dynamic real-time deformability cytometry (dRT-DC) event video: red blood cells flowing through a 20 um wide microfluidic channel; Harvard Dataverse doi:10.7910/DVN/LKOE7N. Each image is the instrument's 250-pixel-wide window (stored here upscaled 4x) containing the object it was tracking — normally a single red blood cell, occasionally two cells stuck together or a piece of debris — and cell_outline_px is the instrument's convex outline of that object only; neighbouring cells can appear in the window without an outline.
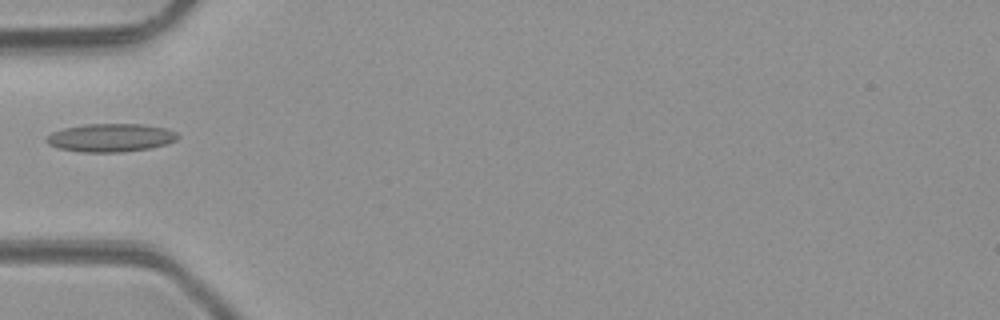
{"species": "common noctule bat (a hibernating species)", "species_latin": "Nyctalus noctula", "temperature_condition": "room temperature", "stored_images_in_passage": 6, "camera_frame_rate_fps": 3000, "um_per_image_px": 0.085, "animal": {"sex": "male", "body_mass_g": 23.1, "forearm_length_mm": 52.7}, "frame": {"image": 1, "passage_image": 5, "time_ms": 4.667, "image_size_px": [1000, 320], "cell_outline_px": [[180, 136], [176, 140], [168, 144], [148, 148], [120, 152], [80, 152], [60, 148], [48, 144], [44, 140], [52, 132], [64, 128], [84, 124], [144, 124], [164, 128], [176, 132]], "centroid_in_image_um": [9.41, 11.7], "position_along_channel_um": 75.6, "area_um2": 21.56}}
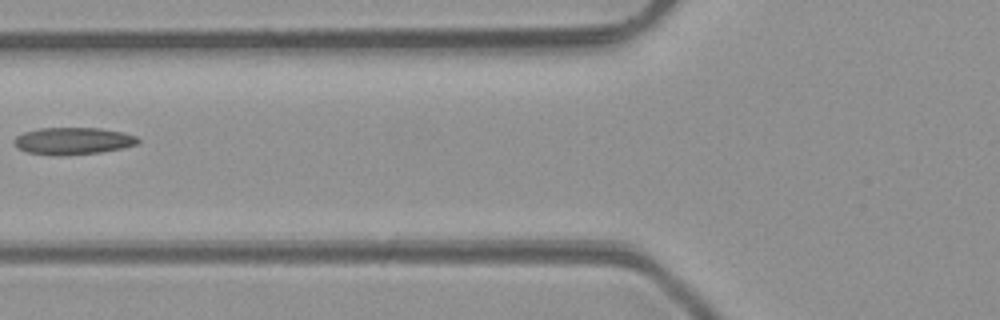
{"frame": {"image": 2, "passage_image": 6, "time_ms": 5.667, "image_size_px": [1000, 320], "cell_outline_px": [[140, 140], [136, 144], [120, 148], [100, 152], [64, 156], [52, 156], [28, 152], [20, 148], [12, 140], [16, 136], [24, 132], [40, 128], [100, 128], [124, 132], [136, 136]], "centroid_in_image_um": [6.2, 11.98], "position_along_channel_um": 119.6, "area_um2": 19.54}}